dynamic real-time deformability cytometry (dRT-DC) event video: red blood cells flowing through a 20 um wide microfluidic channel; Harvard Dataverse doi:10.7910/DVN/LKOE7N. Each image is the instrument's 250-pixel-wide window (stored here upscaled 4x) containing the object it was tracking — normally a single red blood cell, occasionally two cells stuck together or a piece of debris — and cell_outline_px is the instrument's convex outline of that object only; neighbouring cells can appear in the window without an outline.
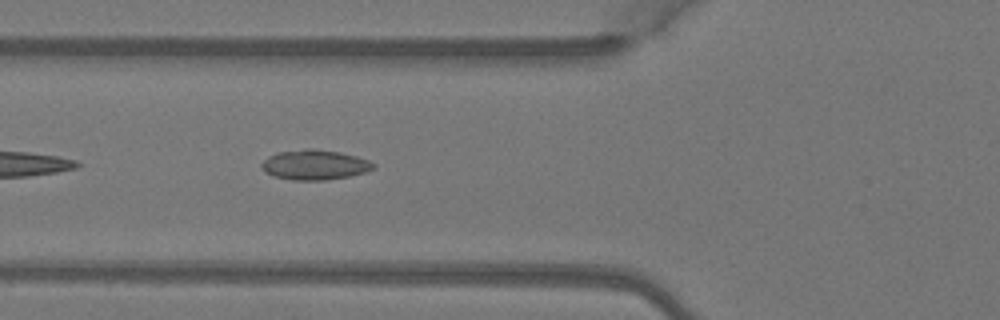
{"species": "Egyptian fruit bat (a non-hibernating species)", "species_latin": "Rousettus aegyptiacus", "temperature_condition": "warm", "stored_images_in_passage": 5, "camera_frame_rate_fps": 3000, "um_per_image_px": 0.085, "animal": {"sex": "female"}, "frame": {"image": 1, "passage_image": 5, "time_ms": 1.333, "image_size_px": [1000, 320], "cell_outline_px": [[376, 168], [364, 172], [348, 176], [324, 180], [292, 180], [272, 176], [264, 172], [260, 164], [268, 156], [276, 152], [304, 148], [312, 148], [340, 152], [356, 156], [368, 160], [376, 164]], "centroid_in_image_um": [26.71, 14.0], "position_along_channel_um": 99.1, "area_um2": 19.71}}